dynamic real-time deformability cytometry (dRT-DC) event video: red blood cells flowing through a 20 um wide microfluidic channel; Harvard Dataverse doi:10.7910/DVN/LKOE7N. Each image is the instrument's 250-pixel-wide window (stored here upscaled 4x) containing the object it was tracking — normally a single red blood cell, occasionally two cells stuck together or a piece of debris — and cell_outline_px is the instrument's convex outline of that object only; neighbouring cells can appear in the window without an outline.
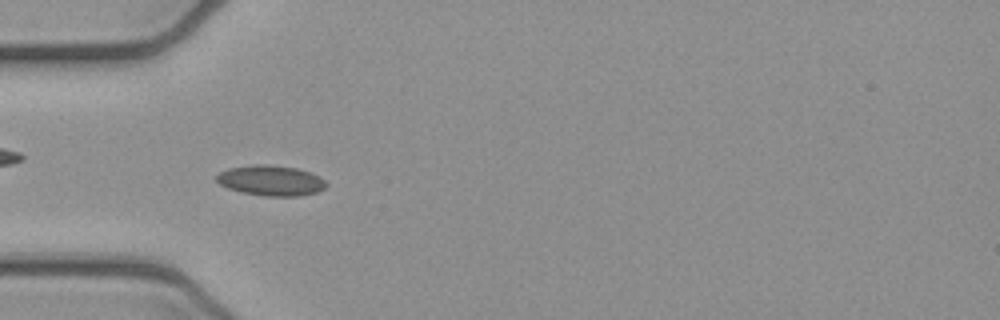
{"species": "common noctule bat (a hibernating species)", "species_latin": "Nyctalus noctula", "temperature_condition": "cold", "stored_images_in_passage": 52, "camera_frame_rate_fps": 3000, "um_per_image_px": 0.085, "animal": {"sex": "female", "body_mass_g": 21.9}, "frame": {"image": 1, "passage_image": 16, "time_ms": 5.0, "image_size_px": [1000, 320], "cell_outline_px": [[328, 184], [324, 188], [316, 192], [300, 196], [264, 196], [240, 192], [228, 188], [220, 184], [216, 180], [216, 176], [220, 172], [228, 168], [252, 164], [264, 164], [296, 168], [308, 172], [324, 180]], "centroid_in_image_um": [22.98, 15.35], "position_along_channel_um": 62.0, "area_um2": 19.31}}
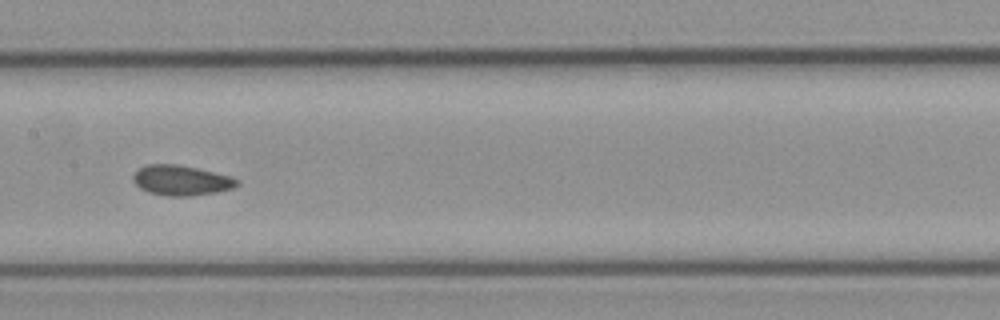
{"frame": {"image": 2, "passage_image": 26, "time_ms": 8.333, "image_size_px": [1000, 320], "cell_outline_px": [[240, 184], [232, 188], [216, 192], [192, 196], [168, 196], [148, 192], [140, 188], [132, 180], [132, 176], [140, 168], [148, 164], [176, 164], [196, 168], [228, 176], [240, 180]], "centroid_in_image_um": [15.39, 15.34], "position_along_channel_um": 192.0, "area_um2": 18.09}}
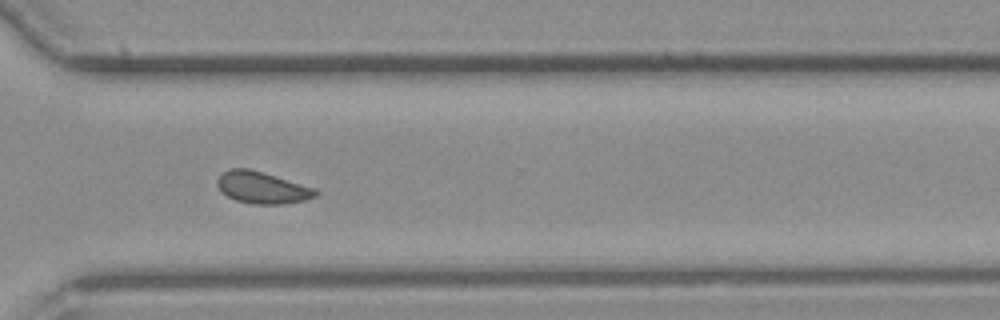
{"frame": {"image": 3, "passage_image": 38, "time_ms": 12.333, "image_size_px": [1000, 320], "cell_outline_px": [[320, 192], [316, 196], [304, 200], [280, 204], [252, 204], [236, 200], [220, 192], [216, 184], [216, 180], [228, 168], [248, 168], [316, 188]], "centroid_in_image_um": [22.27, 15.95], "position_along_channel_um": 348.3, "area_um2": 18.21}, "authors_computed_cell_mechanics": {"area_um2": 18.0914, "velocity_mm_per_s": 3.9252, "shape_relaxation_time_tau1_ms": null, "shape_relaxation_time_tau2_ms": 1.7891, "deformation_change_tau1": null, "deformation_change_tau2": 0.0725}}